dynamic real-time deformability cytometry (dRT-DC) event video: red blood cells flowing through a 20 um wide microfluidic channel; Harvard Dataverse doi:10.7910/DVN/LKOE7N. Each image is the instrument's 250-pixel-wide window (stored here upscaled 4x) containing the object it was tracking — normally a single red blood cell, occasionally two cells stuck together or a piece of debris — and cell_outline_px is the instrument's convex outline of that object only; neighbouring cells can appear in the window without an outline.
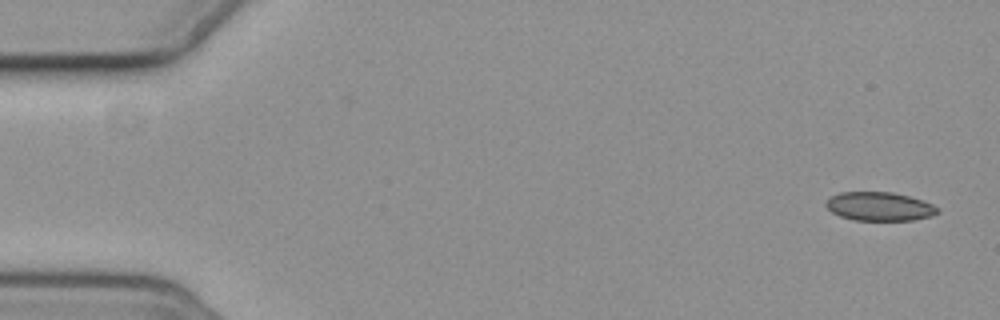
{"species": "common noctule bat (a hibernating species)", "species_latin": "Nyctalus noctula", "temperature_condition": "cold", "stored_images_in_passage": 5, "camera_frame_rate_fps": 3000, "um_per_image_px": 0.085, "animal": {"sex": "female", "body_mass_g": 19.3, "forearm_length_mm": 54.1}, "frame": {"image": 1, "passage_image": 1, "time_ms": 0.0, "image_size_px": [1000, 320], "cell_outline_px": [[940, 212], [932, 216], [912, 220], [856, 220], [840, 216], [832, 212], [824, 204], [832, 196], [840, 192], [892, 192], [908, 196], [932, 204], [940, 208]], "centroid_in_image_um": [74.78, 17.55], "position_along_channel_um": 10.2, "area_um2": 18.55}}
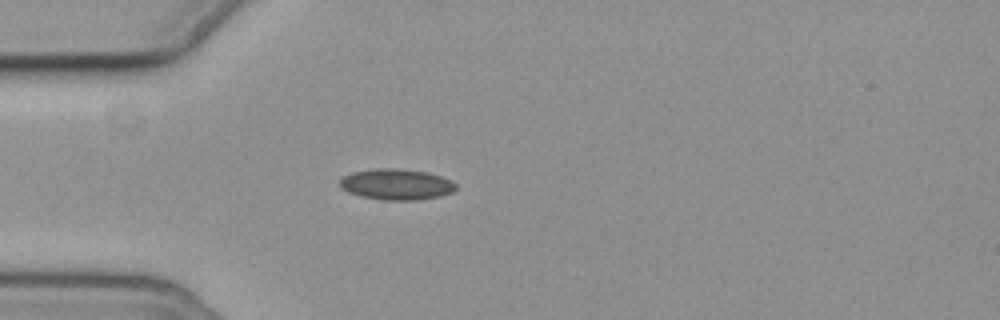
{"frame": {"image": 2, "passage_image": 5, "time_ms": 4.667, "image_size_px": [1000, 320], "cell_outline_px": [[456, 188], [452, 192], [440, 196], [416, 200], [384, 200], [360, 196], [348, 192], [340, 184], [340, 180], [344, 176], [352, 172], [376, 168], [400, 168], [428, 172], [440, 176], [456, 184]], "centroid_in_image_um": [33.69, 15.66], "position_along_channel_um": 51.3, "area_um2": 20.81}}